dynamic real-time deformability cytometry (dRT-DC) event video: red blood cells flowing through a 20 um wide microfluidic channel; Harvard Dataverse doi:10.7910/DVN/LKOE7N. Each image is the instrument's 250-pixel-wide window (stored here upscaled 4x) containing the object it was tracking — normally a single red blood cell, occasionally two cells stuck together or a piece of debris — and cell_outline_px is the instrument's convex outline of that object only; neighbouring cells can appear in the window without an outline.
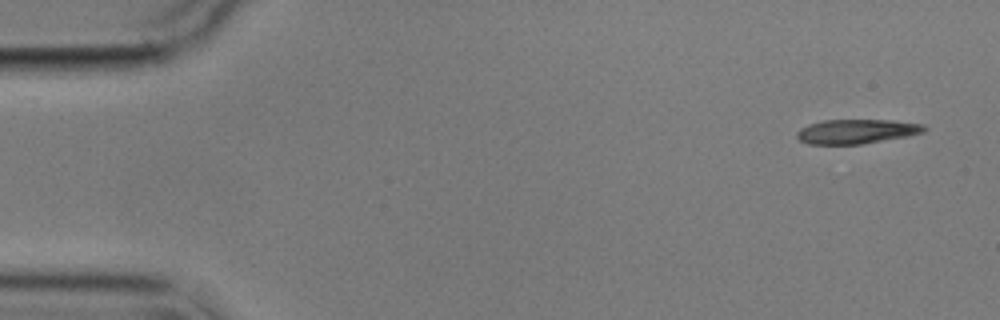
{"species": "common noctule bat (a hibernating species)", "species_latin": "Nyctalus noctula", "temperature_condition": "cold", "stored_images_in_passage": 5, "camera_frame_rate_fps": 3000, "um_per_image_px": 0.085, "animal": {"sex": "male", "body_mass_g": 17.9}, "frame": {"image": 1, "passage_image": 1, "time_ms": 0.0, "image_size_px": [1000, 320], "cell_outline_px": [[928, 128], [924, 132], [908, 136], [860, 144], [808, 144], [800, 140], [796, 136], [796, 132], [800, 128], [808, 124], [824, 120], [892, 120], [924, 124]], "centroid_in_image_um": [72.81, 11.17], "position_along_channel_um": 12.2, "area_um2": 18.15}}
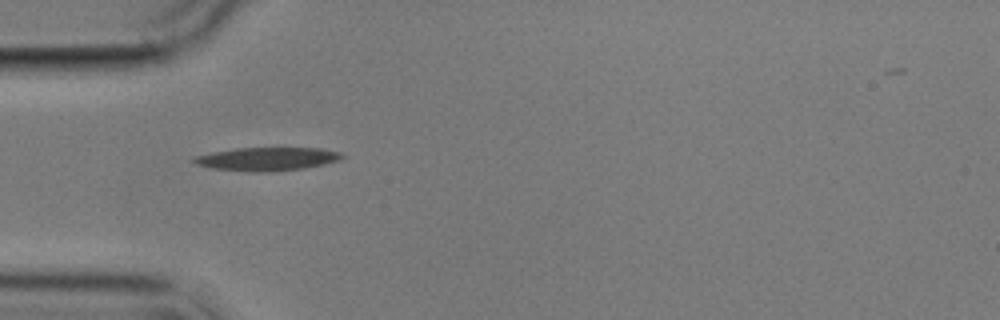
{"frame": {"image": 2, "passage_image": 4, "time_ms": 4.667, "image_size_px": [1000, 320], "cell_outline_px": [[344, 156], [340, 160], [324, 164], [304, 168], [268, 172], [248, 172], [212, 168], [196, 164], [192, 160], [192, 156], [212, 152], [236, 148], [320, 148], [340, 152]], "centroid_in_image_um": [22.67, 13.51], "position_along_channel_um": 62.3, "area_um2": 20.23}}